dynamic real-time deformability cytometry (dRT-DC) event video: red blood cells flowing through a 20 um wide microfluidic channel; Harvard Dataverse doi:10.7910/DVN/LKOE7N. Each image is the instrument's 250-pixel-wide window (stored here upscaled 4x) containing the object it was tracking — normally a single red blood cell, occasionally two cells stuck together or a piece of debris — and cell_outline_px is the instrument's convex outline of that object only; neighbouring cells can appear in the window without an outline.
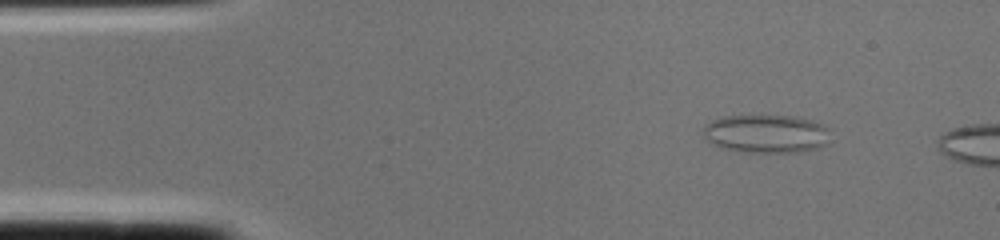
{"species": "common noctule bat (a hibernating species)", "species_latin": "Nyctalus noctula", "temperature_condition": "cold", "stored_images_in_passage": 2, "camera_frame_rate_fps": 3000, "um_per_image_px": 0.085, "animal": {"sex": "female", "body_mass_g": 22.0, "forearm_length_mm": 56.7}, "frame": {"image": 1, "passage_image": 1, "time_ms": 0.0, "image_size_px": [1000, 240], "cell_outline_px": [[832, 128], [828, 144], [816, 148], [800, 152], [744, 152], [724, 148], [712, 144], [704, 136], [704, 124], [720, 116], [796, 116], [812, 120]], "centroid_in_image_um": [65.18, 11.36], "position_along_channel_um": 19.8, "area_um2": 28.73}}